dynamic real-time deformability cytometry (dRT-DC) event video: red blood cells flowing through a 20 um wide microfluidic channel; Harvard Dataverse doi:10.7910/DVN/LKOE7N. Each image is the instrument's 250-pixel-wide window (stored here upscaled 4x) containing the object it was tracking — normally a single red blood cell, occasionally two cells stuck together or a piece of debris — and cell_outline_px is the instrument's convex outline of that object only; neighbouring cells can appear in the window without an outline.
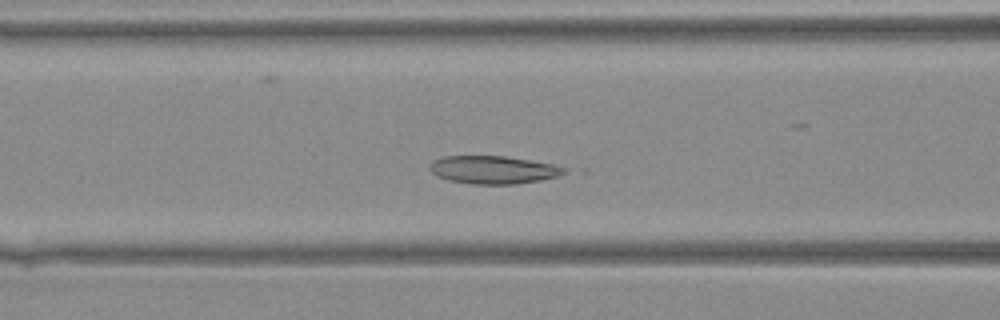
{"species": "Egyptian fruit bat (a non-hibernating species)", "species_latin": "Rousettus aegyptiacus", "temperature_condition": "warm", "stored_images_in_passage": 36, "camera_frame_rate_fps": 3000, "um_per_image_px": 0.085, "animal": {"sex": "female"}, "frame": {"image": 1, "passage_image": 11, "time_ms": 3.333, "image_size_px": [1000, 320], "cell_outline_px": [[568, 168], [564, 172], [556, 176], [540, 180], [516, 184], [472, 184], [448, 180], [436, 176], [428, 168], [436, 160], [444, 156], [504, 156], [552, 164]], "centroid_in_image_um": [41.91, 14.44], "position_along_channel_um": 124.7, "area_um2": 21.62}}
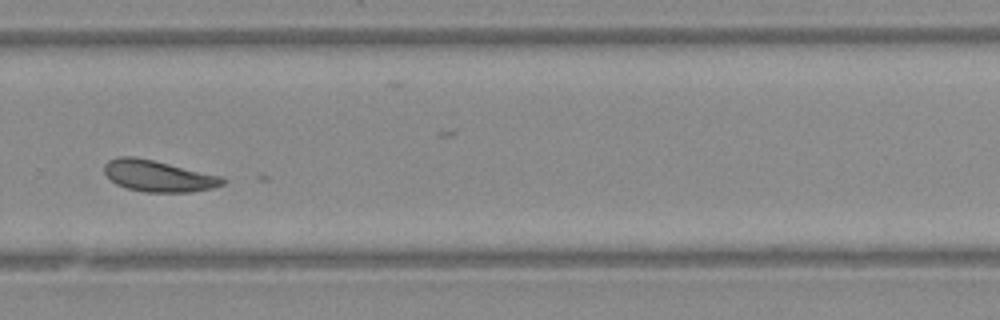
{"frame": {"image": 2, "passage_image": 23, "time_ms": 7.333, "image_size_px": [1000, 320], "cell_outline_px": [[228, 180], [224, 184], [212, 188], [192, 192], [144, 192], [128, 188], [116, 184], [104, 172], [104, 164], [108, 160], [116, 156], [132, 156], [152, 160], [220, 176]], "centroid_in_image_um": [13.44, 14.96], "position_along_channel_um": 316.4, "area_um2": 21.44}}
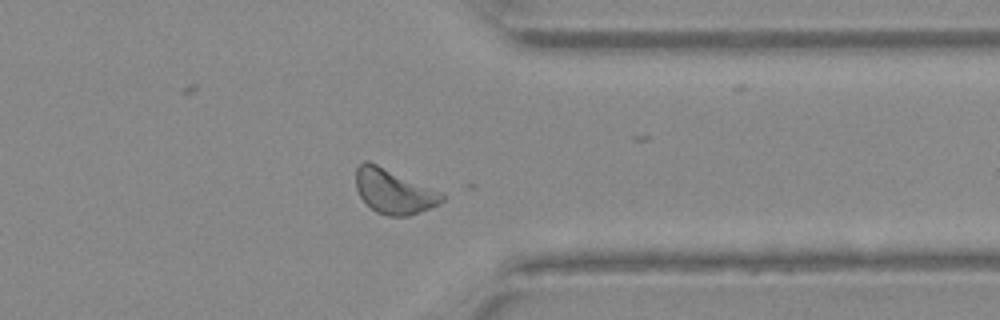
{"frame": {"image": 3, "passage_image": 27, "time_ms": 8.667, "image_size_px": [1000, 320], "cell_outline_px": [[444, 200], [440, 204], [408, 216], [388, 216], [376, 212], [360, 196], [356, 188], [356, 168], [364, 160], [368, 160], [444, 192]], "centroid_in_image_um": [33.5, 16.25], "position_along_channel_um": 377.9, "area_um2": 22.54}}